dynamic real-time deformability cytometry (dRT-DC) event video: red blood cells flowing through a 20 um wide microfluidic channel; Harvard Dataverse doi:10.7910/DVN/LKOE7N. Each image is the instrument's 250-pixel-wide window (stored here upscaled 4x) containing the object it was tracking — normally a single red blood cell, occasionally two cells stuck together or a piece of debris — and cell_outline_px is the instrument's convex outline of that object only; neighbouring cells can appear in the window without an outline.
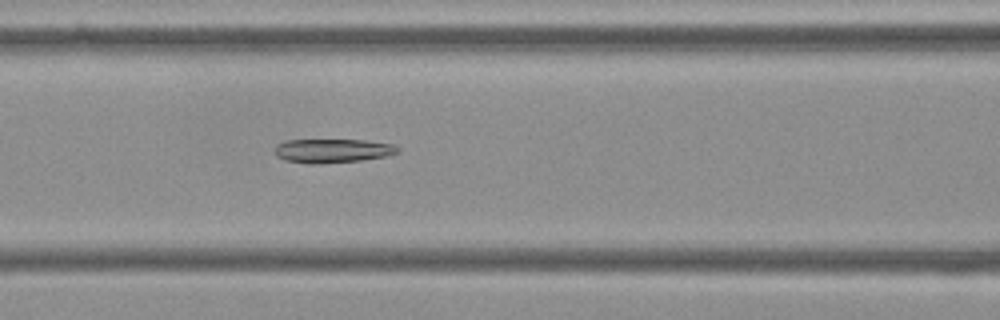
{"species": "Egyptian fruit bat (a non-hibernating species)", "species_latin": "Rousettus aegyptiacus", "temperature_condition": "cold", "stored_images_in_passage": 44, "camera_frame_rate_fps": 3000, "um_per_image_px": 0.085, "frame": {"image": 1, "passage_image": 12, "time_ms": 3.667, "image_size_px": [1000, 320], "cell_outline_px": [[400, 152], [384, 156], [360, 160], [316, 164], [308, 164], [284, 160], [276, 156], [276, 144], [284, 140], [364, 140], [392, 144], [400, 148]], "centroid_in_image_um": [28.23, 12.81], "position_along_channel_um": 138.4, "area_um2": 17.11}}
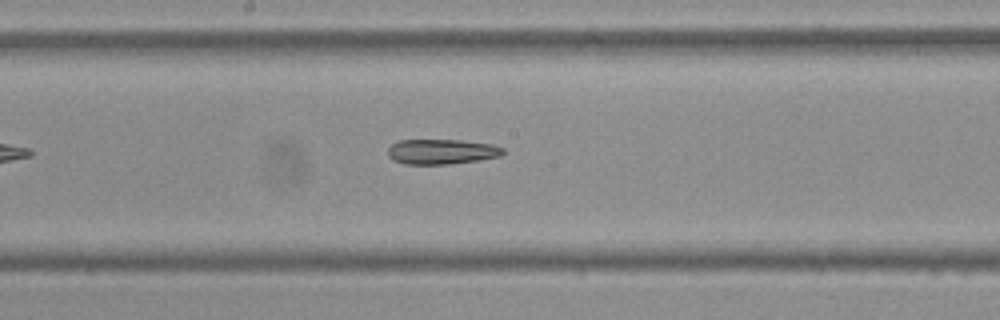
{"frame": {"image": 2, "passage_image": 18, "time_ms": 5.667, "image_size_px": [1000, 320], "cell_outline_px": [[504, 152], [500, 156], [480, 160], [448, 164], [404, 164], [392, 160], [388, 156], [388, 148], [392, 144], [400, 140], [460, 140], [492, 144], [504, 148]], "centroid_in_image_um": [37.53, 12.89], "position_along_channel_um": 210.7, "area_um2": 16.88}}
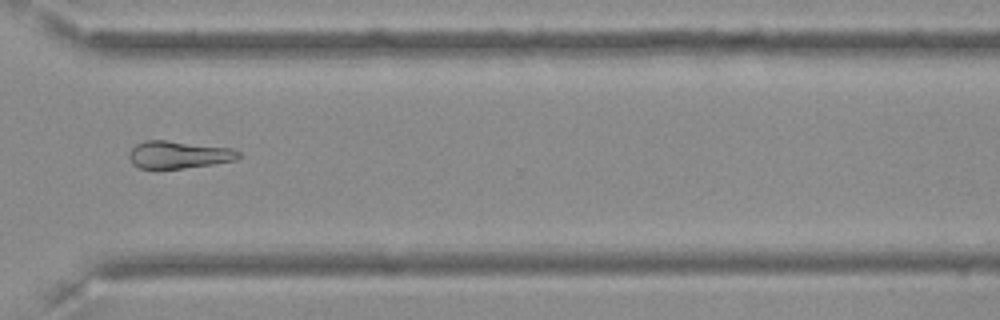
{"frame": {"image": 3, "passage_image": 30, "time_ms": 9.667, "image_size_px": [1000, 320], "cell_outline_px": [[240, 156], [236, 160], [212, 164], [184, 168], [140, 168], [132, 164], [128, 156], [128, 152], [136, 144], [144, 140], [164, 140], [232, 148], [240, 152]], "centroid_in_image_um": [15.16, 13.14], "position_along_channel_um": 355.4, "area_um2": 17.46}}